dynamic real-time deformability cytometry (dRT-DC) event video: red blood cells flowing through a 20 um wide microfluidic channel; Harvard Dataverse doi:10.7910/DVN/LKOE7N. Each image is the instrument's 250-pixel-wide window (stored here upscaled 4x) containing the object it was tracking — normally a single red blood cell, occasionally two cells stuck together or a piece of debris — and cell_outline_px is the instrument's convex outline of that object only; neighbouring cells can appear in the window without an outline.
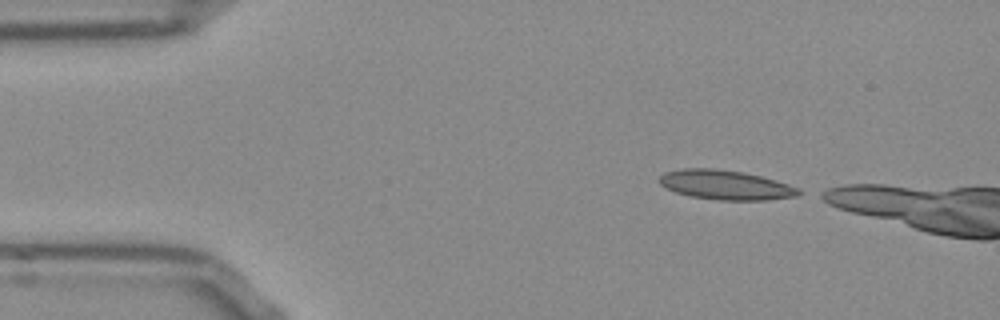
{"species": "Egyptian fruit bat (a non-hibernating species)", "species_latin": "Rousettus aegyptiacus", "temperature_condition": "room temperature", "stored_images_in_passage": 5, "camera_frame_rate_fps": 3000, "um_per_image_px": 0.085, "frame": {"image": 1, "passage_image": 1, "time_ms": 0.0, "image_size_px": [1000, 320], "cell_outline_px": [[800, 192], [796, 196], [764, 200], [716, 200], [688, 196], [676, 192], [660, 184], [660, 176], [664, 172], [684, 168], [712, 168], [744, 172], [760, 176], [788, 184], [800, 188]], "centroid_in_image_um": [61.65, 15.72], "position_along_channel_um": 23.3, "area_um2": 23.81}}